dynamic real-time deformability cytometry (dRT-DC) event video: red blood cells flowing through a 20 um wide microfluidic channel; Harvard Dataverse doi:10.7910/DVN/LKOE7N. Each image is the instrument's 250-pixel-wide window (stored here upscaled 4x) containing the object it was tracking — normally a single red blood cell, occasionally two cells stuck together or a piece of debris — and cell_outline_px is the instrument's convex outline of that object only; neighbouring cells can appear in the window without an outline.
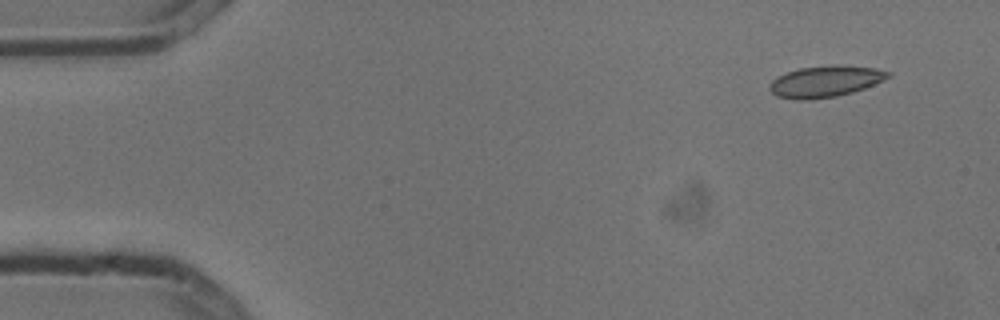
{"species": "common noctule bat (a hibernating species)", "species_latin": "Nyctalus noctula", "temperature_condition": "cold", "stored_images_in_passage": 4, "camera_frame_rate_fps": 3000, "um_per_image_px": 0.085, "animal": {"sex": "male", "body_mass_g": 13.3}, "frame": {"image": 1, "passage_image": 1, "time_ms": 0.0, "image_size_px": [1000, 320], "cell_outline_px": [[892, 76], [864, 88], [852, 92], [836, 96], [808, 100], [796, 100], [776, 96], [768, 88], [768, 84], [776, 76], [800, 68], [836, 64], [840, 64], [876, 68], [892, 72]], "centroid_in_image_um": [70.14, 6.91], "position_along_channel_um": 14.9, "area_um2": 21.85}}
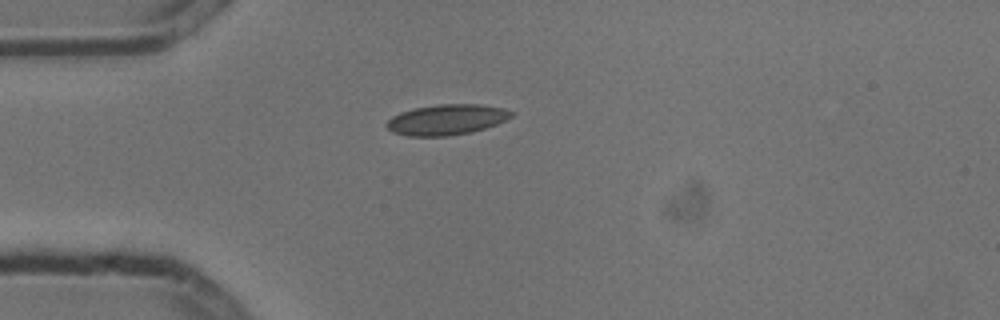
{"frame": {"image": 2, "passage_image": 3, "time_ms": 0.667, "image_size_px": [1000, 320], "cell_outline_px": [[516, 112], [512, 116], [496, 124], [472, 132], [448, 136], [408, 136], [392, 132], [384, 124], [392, 116], [400, 112], [412, 108], [440, 104], [480, 104], [504, 108]], "centroid_in_image_um": [37.95, 10.16], "position_along_channel_um": 47.1, "area_um2": 22.31}}